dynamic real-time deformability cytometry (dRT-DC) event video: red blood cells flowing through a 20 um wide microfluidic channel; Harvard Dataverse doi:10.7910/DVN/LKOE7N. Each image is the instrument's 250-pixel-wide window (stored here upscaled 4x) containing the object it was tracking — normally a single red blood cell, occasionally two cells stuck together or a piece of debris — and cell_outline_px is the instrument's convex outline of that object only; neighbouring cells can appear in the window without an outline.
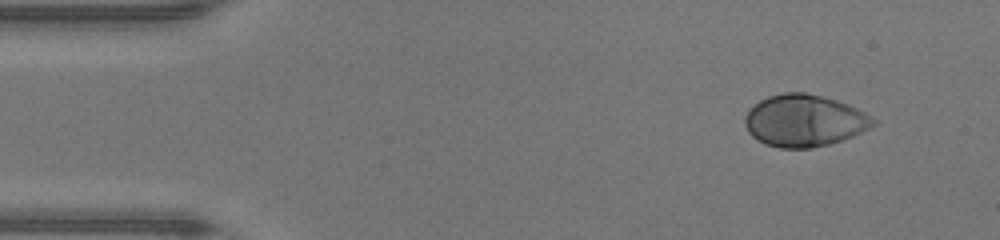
{"species": "human", "species_latin": "Homo sapiens", "temperature_condition": "warm", "stored_images_in_passage": 44, "camera_frame_rate_fps": 3000, "um_per_image_px": 0.085, "donor": {"sex": "male"}, "frame": {"image": 1, "passage_image": 1, "time_ms": 0.0, "image_size_px": [1000, 240], "cell_outline_px": [[876, 124], [844, 140], [812, 148], [780, 148], [768, 144], [752, 136], [748, 132], [744, 124], [744, 116], [748, 108], [760, 100], [768, 96], [784, 92], [804, 92], [836, 100], [848, 104], [864, 112], [876, 120]], "centroid_in_image_um": [68.34, 10.25], "position_along_channel_um": 16.7, "area_um2": 38.78}}
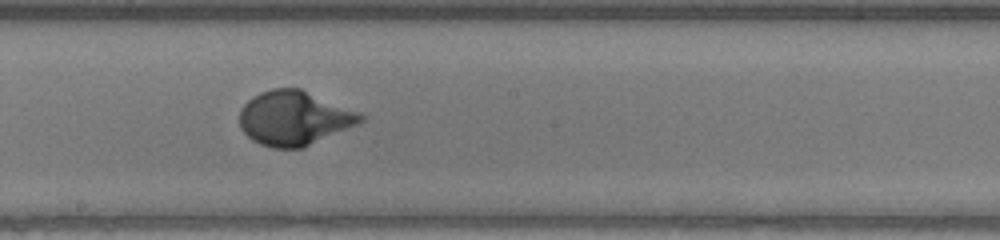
{"frame": {"image": 2, "passage_image": 22, "time_ms": 7.0, "image_size_px": [1000, 240], "cell_outline_px": [[368, 116], [364, 120], [356, 124], [300, 148], [272, 148], [260, 144], [252, 140], [240, 128], [240, 108], [252, 96], [260, 92], [272, 88], [300, 88], [360, 112]], "centroid_in_image_um": [24.98, 10.02], "position_along_channel_um": 223.2, "area_um2": 38.09}}
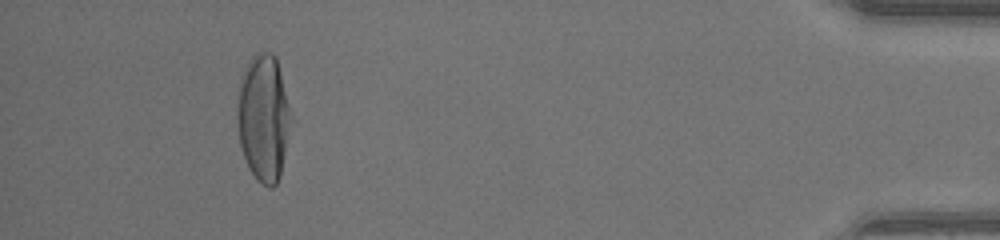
{"frame": {"image": 3, "passage_image": 40, "time_ms": 13.0, "image_size_px": [1000, 240], "cell_outline_px": [[296, 120], [280, 176], [276, 184], [272, 188], [268, 188], [256, 180], [248, 168], [240, 144], [236, 120], [236, 92], [240, 76], [248, 60], [256, 52], [272, 52], [276, 56]], "centroid_in_image_um": [22.44, 10.0], "position_along_channel_um": 412.8, "area_um2": 42.08}, "authors_computed_cell_mechanics": {"area_um2": 38.3503, "velocity_mm_per_s": 4.3362, "shape_relaxation_time_tau1_ms": 3.253, "shape_relaxation_time_tau2_ms": null, "deformation_change_tau1": 0.2292, "deformation_change_tau2": null}}